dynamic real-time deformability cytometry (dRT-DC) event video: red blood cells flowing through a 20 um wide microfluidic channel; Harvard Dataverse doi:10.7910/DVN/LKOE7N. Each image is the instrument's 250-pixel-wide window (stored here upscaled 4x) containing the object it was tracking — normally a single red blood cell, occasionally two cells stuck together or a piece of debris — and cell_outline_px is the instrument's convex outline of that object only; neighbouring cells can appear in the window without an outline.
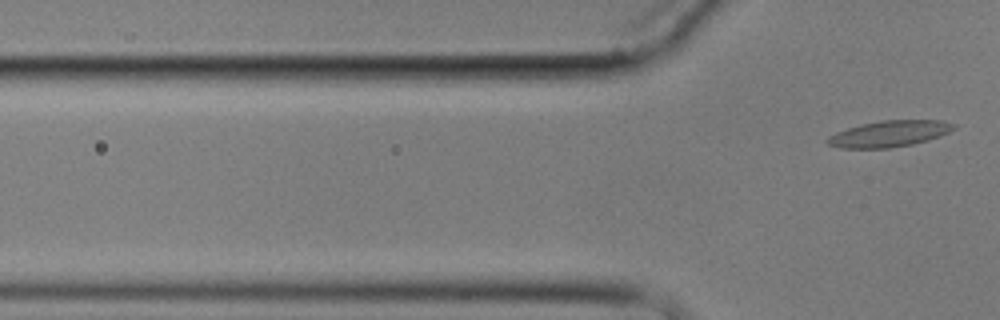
{"species": "common noctule bat (a hibernating species)", "species_latin": "Nyctalus noctula", "temperature_condition": "cold", "stored_images_in_passage": 3, "camera_frame_rate_fps": 3000, "um_per_image_px": 0.085, "animal": {"sex": "male", "body_mass_g": 17.9}, "frame": {"image": 1, "passage_image": 3, "time_ms": 3.333, "image_size_px": [1000, 320], "cell_outline_px": [[956, 128], [940, 136], [928, 140], [912, 144], [888, 148], [840, 148], [828, 144], [824, 140], [828, 136], [836, 132], [860, 124], [880, 120], [940, 120], [956, 124]], "centroid_in_image_um": [75.57, 11.36], "position_along_channel_um": 50.2, "area_um2": 19.36}}